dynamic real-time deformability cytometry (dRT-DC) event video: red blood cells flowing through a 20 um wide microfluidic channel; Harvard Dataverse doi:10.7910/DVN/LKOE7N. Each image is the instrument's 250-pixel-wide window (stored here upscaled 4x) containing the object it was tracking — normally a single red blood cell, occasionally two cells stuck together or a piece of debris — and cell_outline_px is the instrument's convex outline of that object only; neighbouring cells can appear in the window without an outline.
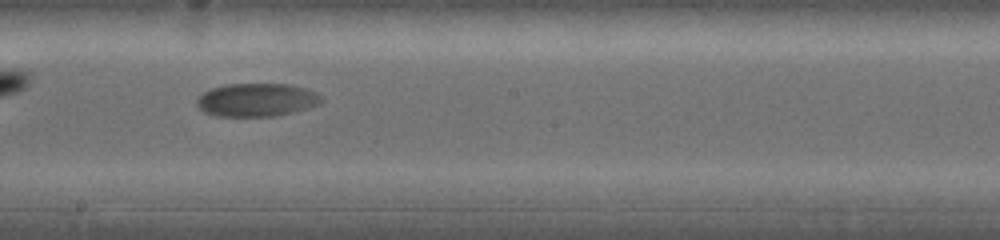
{"species": "common noctule bat (a hibernating species)", "species_latin": "Nyctalus noctula", "temperature_condition": "warm", "stored_images_in_passage": 20, "camera_frame_rate_fps": 5000, "um_per_image_px": 0.085, "animal": {"sex": "female", "body_mass_g": 19.0, "forearm_length_mm": 53.3}, "frame": {"image": 1, "passage_image": 12, "time_ms": 4.8, "image_size_px": [1000, 240], "cell_outline_px": [[324, 100], [320, 104], [308, 108], [276, 116], [216, 116], [204, 112], [196, 104], [196, 100], [204, 92], [212, 88], [224, 84], [288, 84], [304, 88], [316, 92]], "centroid_in_image_um": [21.82, 8.49], "position_along_channel_um": 226.4, "area_um2": 24.1}}